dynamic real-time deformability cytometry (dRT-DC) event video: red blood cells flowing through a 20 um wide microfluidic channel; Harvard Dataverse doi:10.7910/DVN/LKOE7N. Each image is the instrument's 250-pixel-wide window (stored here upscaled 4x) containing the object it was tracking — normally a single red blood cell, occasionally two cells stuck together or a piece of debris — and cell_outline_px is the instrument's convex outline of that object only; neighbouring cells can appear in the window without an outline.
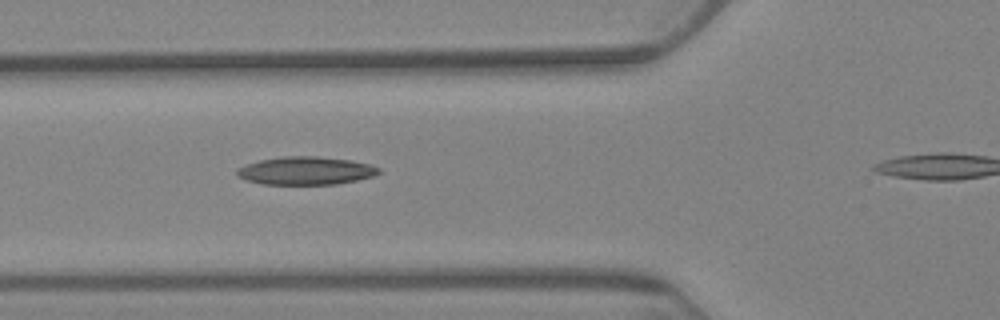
{"species": "Egyptian fruit bat (a non-hibernating species)", "species_latin": "Rousettus aegyptiacus", "temperature_condition": "warm", "stored_images_in_passage": 3, "segment_of_instrument_passage": [1, 2], "camera_frame_rate_fps": 3000, "um_per_image_px": 0.085, "animal": {"sex": "female"}, "frame": {"image": 1, "passage_image": 2, "time_ms": 1.0, "image_size_px": [1000, 320], "cell_outline_px": [[380, 172], [376, 176], [336, 184], [260, 184], [236, 176], [236, 168], [244, 164], [260, 160], [284, 156], [316, 156], [352, 160], [368, 164], [380, 168]], "centroid_in_image_um": [25.97, 14.51], "position_along_channel_um": 99.8, "area_um2": 23.29}}